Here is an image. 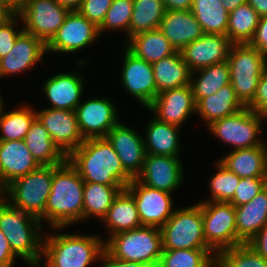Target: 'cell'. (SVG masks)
I'll list each match as a JSON object with an SVG mask.
<instances>
[{"mask_svg": "<svg viewBox=\"0 0 267 267\" xmlns=\"http://www.w3.org/2000/svg\"><path fill=\"white\" fill-rule=\"evenodd\" d=\"M113 0H83L79 12L99 27L105 19Z\"/></svg>", "mask_w": 267, "mask_h": 267, "instance_id": "f6af8a7d", "label": "cell"}, {"mask_svg": "<svg viewBox=\"0 0 267 267\" xmlns=\"http://www.w3.org/2000/svg\"><path fill=\"white\" fill-rule=\"evenodd\" d=\"M249 44L267 56V14L260 17L254 38Z\"/></svg>", "mask_w": 267, "mask_h": 267, "instance_id": "7dc6e473", "label": "cell"}, {"mask_svg": "<svg viewBox=\"0 0 267 267\" xmlns=\"http://www.w3.org/2000/svg\"><path fill=\"white\" fill-rule=\"evenodd\" d=\"M247 3L252 6L260 16L267 14V0H247Z\"/></svg>", "mask_w": 267, "mask_h": 267, "instance_id": "db71d44e", "label": "cell"}, {"mask_svg": "<svg viewBox=\"0 0 267 267\" xmlns=\"http://www.w3.org/2000/svg\"><path fill=\"white\" fill-rule=\"evenodd\" d=\"M263 120L266 119L246 106L233 115L212 122L207 129L211 135L233 146V150L249 148L265 143L260 138Z\"/></svg>", "mask_w": 267, "mask_h": 267, "instance_id": "9c48e42d", "label": "cell"}, {"mask_svg": "<svg viewBox=\"0 0 267 267\" xmlns=\"http://www.w3.org/2000/svg\"><path fill=\"white\" fill-rule=\"evenodd\" d=\"M17 12L5 1L0 0V24L7 22Z\"/></svg>", "mask_w": 267, "mask_h": 267, "instance_id": "f5cc1de1", "label": "cell"}, {"mask_svg": "<svg viewBox=\"0 0 267 267\" xmlns=\"http://www.w3.org/2000/svg\"><path fill=\"white\" fill-rule=\"evenodd\" d=\"M165 12L162 0H133L129 39L137 34L158 29Z\"/></svg>", "mask_w": 267, "mask_h": 267, "instance_id": "8d00e7d4", "label": "cell"}, {"mask_svg": "<svg viewBox=\"0 0 267 267\" xmlns=\"http://www.w3.org/2000/svg\"><path fill=\"white\" fill-rule=\"evenodd\" d=\"M180 157L146 154L141 173L136 179L152 188L173 193L184 179Z\"/></svg>", "mask_w": 267, "mask_h": 267, "instance_id": "ac0fdd59", "label": "cell"}, {"mask_svg": "<svg viewBox=\"0 0 267 267\" xmlns=\"http://www.w3.org/2000/svg\"><path fill=\"white\" fill-rule=\"evenodd\" d=\"M227 62L230 84L247 106L254 99L259 79L267 69V56L250 44H232Z\"/></svg>", "mask_w": 267, "mask_h": 267, "instance_id": "52a82bcc", "label": "cell"}, {"mask_svg": "<svg viewBox=\"0 0 267 267\" xmlns=\"http://www.w3.org/2000/svg\"><path fill=\"white\" fill-rule=\"evenodd\" d=\"M16 257L0 229V266H14Z\"/></svg>", "mask_w": 267, "mask_h": 267, "instance_id": "f907efd6", "label": "cell"}, {"mask_svg": "<svg viewBox=\"0 0 267 267\" xmlns=\"http://www.w3.org/2000/svg\"><path fill=\"white\" fill-rule=\"evenodd\" d=\"M102 262L101 267H154L147 263L125 261L115 258L106 249H104L98 259Z\"/></svg>", "mask_w": 267, "mask_h": 267, "instance_id": "c3c4849f", "label": "cell"}, {"mask_svg": "<svg viewBox=\"0 0 267 267\" xmlns=\"http://www.w3.org/2000/svg\"><path fill=\"white\" fill-rule=\"evenodd\" d=\"M247 244L267 260V224Z\"/></svg>", "mask_w": 267, "mask_h": 267, "instance_id": "681fc988", "label": "cell"}, {"mask_svg": "<svg viewBox=\"0 0 267 267\" xmlns=\"http://www.w3.org/2000/svg\"><path fill=\"white\" fill-rule=\"evenodd\" d=\"M212 249L162 250L158 267H216Z\"/></svg>", "mask_w": 267, "mask_h": 267, "instance_id": "f35d334b", "label": "cell"}, {"mask_svg": "<svg viewBox=\"0 0 267 267\" xmlns=\"http://www.w3.org/2000/svg\"><path fill=\"white\" fill-rule=\"evenodd\" d=\"M157 94L190 84L191 73L180 51L152 64Z\"/></svg>", "mask_w": 267, "mask_h": 267, "instance_id": "f546056e", "label": "cell"}, {"mask_svg": "<svg viewBox=\"0 0 267 267\" xmlns=\"http://www.w3.org/2000/svg\"><path fill=\"white\" fill-rule=\"evenodd\" d=\"M267 186V178L246 177L240 178L239 185L233 198L229 201L235 207L241 206L252 200Z\"/></svg>", "mask_w": 267, "mask_h": 267, "instance_id": "7bdbcfd3", "label": "cell"}, {"mask_svg": "<svg viewBox=\"0 0 267 267\" xmlns=\"http://www.w3.org/2000/svg\"><path fill=\"white\" fill-rule=\"evenodd\" d=\"M85 183L124 186L133 178L124 170L112 144L107 138L86 139L68 157Z\"/></svg>", "mask_w": 267, "mask_h": 267, "instance_id": "6da1fadb", "label": "cell"}, {"mask_svg": "<svg viewBox=\"0 0 267 267\" xmlns=\"http://www.w3.org/2000/svg\"><path fill=\"white\" fill-rule=\"evenodd\" d=\"M204 239L216 253L242 243L237 239L235 206L229 202H202Z\"/></svg>", "mask_w": 267, "mask_h": 267, "instance_id": "30bf717a", "label": "cell"}, {"mask_svg": "<svg viewBox=\"0 0 267 267\" xmlns=\"http://www.w3.org/2000/svg\"><path fill=\"white\" fill-rule=\"evenodd\" d=\"M247 0H222V5L230 13L235 10L238 6L246 3Z\"/></svg>", "mask_w": 267, "mask_h": 267, "instance_id": "9f6ffc18", "label": "cell"}, {"mask_svg": "<svg viewBox=\"0 0 267 267\" xmlns=\"http://www.w3.org/2000/svg\"><path fill=\"white\" fill-rule=\"evenodd\" d=\"M106 138L112 144L124 170L132 178H136L142 171L146 157L142 136L120 121L108 132Z\"/></svg>", "mask_w": 267, "mask_h": 267, "instance_id": "d6986e66", "label": "cell"}, {"mask_svg": "<svg viewBox=\"0 0 267 267\" xmlns=\"http://www.w3.org/2000/svg\"><path fill=\"white\" fill-rule=\"evenodd\" d=\"M3 101L4 100H3L2 94H0V116H1L3 109L5 108L4 107L5 103Z\"/></svg>", "mask_w": 267, "mask_h": 267, "instance_id": "680465c9", "label": "cell"}, {"mask_svg": "<svg viewBox=\"0 0 267 267\" xmlns=\"http://www.w3.org/2000/svg\"><path fill=\"white\" fill-rule=\"evenodd\" d=\"M69 12L57 0H23L17 14L23 30L47 44Z\"/></svg>", "mask_w": 267, "mask_h": 267, "instance_id": "8fae6325", "label": "cell"}, {"mask_svg": "<svg viewBox=\"0 0 267 267\" xmlns=\"http://www.w3.org/2000/svg\"><path fill=\"white\" fill-rule=\"evenodd\" d=\"M216 173L209 181L210 198L200 202H229L237 189L240 177L230 172L219 161H216Z\"/></svg>", "mask_w": 267, "mask_h": 267, "instance_id": "60d3db41", "label": "cell"}, {"mask_svg": "<svg viewBox=\"0 0 267 267\" xmlns=\"http://www.w3.org/2000/svg\"><path fill=\"white\" fill-rule=\"evenodd\" d=\"M47 54L46 44L34 35L23 31L10 52L0 59V78L23 74L32 69Z\"/></svg>", "mask_w": 267, "mask_h": 267, "instance_id": "ffe728a7", "label": "cell"}, {"mask_svg": "<svg viewBox=\"0 0 267 267\" xmlns=\"http://www.w3.org/2000/svg\"><path fill=\"white\" fill-rule=\"evenodd\" d=\"M216 267H267V260L250 245L241 244L219 252Z\"/></svg>", "mask_w": 267, "mask_h": 267, "instance_id": "ab89813d", "label": "cell"}, {"mask_svg": "<svg viewBox=\"0 0 267 267\" xmlns=\"http://www.w3.org/2000/svg\"><path fill=\"white\" fill-rule=\"evenodd\" d=\"M42 224L39 218L13 207L0 195V229L12 252L30 267L44 263Z\"/></svg>", "mask_w": 267, "mask_h": 267, "instance_id": "3957f363", "label": "cell"}, {"mask_svg": "<svg viewBox=\"0 0 267 267\" xmlns=\"http://www.w3.org/2000/svg\"><path fill=\"white\" fill-rule=\"evenodd\" d=\"M229 83L230 69L227 61L193 71L191 73L190 86L195 103L197 104L202 98L215 94L220 88Z\"/></svg>", "mask_w": 267, "mask_h": 267, "instance_id": "d6a6232c", "label": "cell"}, {"mask_svg": "<svg viewBox=\"0 0 267 267\" xmlns=\"http://www.w3.org/2000/svg\"><path fill=\"white\" fill-rule=\"evenodd\" d=\"M260 15L247 2L229 13L226 36L232 44H249L254 38Z\"/></svg>", "mask_w": 267, "mask_h": 267, "instance_id": "d590c367", "label": "cell"}, {"mask_svg": "<svg viewBox=\"0 0 267 267\" xmlns=\"http://www.w3.org/2000/svg\"><path fill=\"white\" fill-rule=\"evenodd\" d=\"M125 189L135 199L142 226L161 228L176 209L171 193L149 187L136 178Z\"/></svg>", "mask_w": 267, "mask_h": 267, "instance_id": "7c38bea8", "label": "cell"}, {"mask_svg": "<svg viewBox=\"0 0 267 267\" xmlns=\"http://www.w3.org/2000/svg\"><path fill=\"white\" fill-rule=\"evenodd\" d=\"M158 29L177 51L204 35L191 10H167Z\"/></svg>", "mask_w": 267, "mask_h": 267, "instance_id": "cb8c5ba5", "label": "cell"}, {"mask_svg": "<svg viewBox=\"0 0 267 267\" xmlns=\"http://www.w3.org/2000/svg\"><path fill=\"white\" fill-rule=\"evenodd\" d=\"M20 20V16L16 13L7 22L0 24V59L10 52L18 36L24 31L23 28H21L20 31L15 29L18 25L16 23L22 22Z\"/></svg>", "mask_w": 267, "mask_h": 267, "instance_id": "ee69618b", "label": "cell"}, {"mask_svg": "<svg viewBox=\"0 0 267 267\" xmlns=\"http://www.w3.org/2000/svg\"><path fill=\"white\" fill-rule=\"evenodd\" d=\"M143 138L146 154L179 157L181 151L178 126L151 119Z\"/></svg>", "mask_w": 267, "mask_h": 267, "instance_id": "4316f807", "label": "cell"}, {"mask_svg": "<svg viewBox=\"0 0 267 267\" xmlns=\"http://www.w3.org/2000/svg\"><path fill=\"white\" fill-rule=\"evenodd\" d=\"M124 47L136 57L150 64L171 56L177 51L159 29L143 32L131 37L124 44Z\"/></svg>", "mask_w": 267, "mask_h": 267, "instance_id": "4dcf8cb0", "label": "cell"}, {"mask_svg": "<svg viewBox=\"0 0 267 267\" xmlns=\"http://www.w3.org/2000/svg\"><path fill=\"white\" fill-rule=\"evenodd\" d=\"M36 118L49 132L59 150L68 157L83 142L75 111L44 108L36 111Z\"/></svg>", "mask_w": 267, "mask_h": 267, "instance_id": "9a60e30c", "label": "cell"}, {"mask_svg": "<svg viewBox=\"0 0 267 267\" xmlns=\"http://www.w3.org/2000/svg\"><path fill=\"white\" fill-rule=\"evenodd\" d=\"M147 110L155 114L158 120L181 127L196 113V103L190 84L157 94Z\"/></svg>", "mask_w": 267, "mask_h": 267, "instance_id": "e0dca14e", "label": "cell"}, {"mask_svg": "<svg viewBox=\"0 0 267 267\" xmlns=\"http://www.w3.org/2000/svg\"><path fill=\"white\" fill-rule=\"evenodd\" d=\"M193 0H162L165 10L189 11Z\"/></svg>", "mask_w": 267, "mask_h": 267, "instance_id": "816d5d0a", "label": "cell"}, {"mask_svg": "<svg viewBox=\"0 0 267 267\" xmlns=\"http://www.w3.org/2000/svg\"><path fill=\"white\" fill-rule=\"evenodd\" d=\"M100 37L98 27L79 11H70L56 34L46 44L48 54L75 53Z\"/></svg>", "mask_w": 267, "mask_h": 267, "instance_id": "4fadbf2b", "label": "cell"}, {"mask_svg": "<svg viewBox=\"0 0 267 267\" xmlns=\"http://www.w3.org/2000/svg\"><path fill=\"white\" fill-rule=\"evenodd\" d=\"M84 183L68 160L53 166L51 192L45 206V222L52 229L59 231L83 222Z\"/></svg>", "mask_w": 267, "mask_h": 267, "instance_id": "7a4b0ae2", "label": "cell"}, {"mask_svg": "<svg viewBox=\"0 0 267 267\" xmlns=\"http://www.w3.org/2000/svg\"><path fill=\"white\" fill-rule=\"evenodd\" d=\"M237 239L247 244L267 224V186L252 200L235 207Z\"/></svg>", "mask_w": 267, "mask_h": 267, "instance_id": "484cf974", "label": "cell"}, {"mask_svg": "<svg viewBox=\"0 0 267 267\" xmlns=\"http://www.w3.org/2000/svg\"><path fill=\"white\" fill-rule=\"evenodd\" d=\"M24 142L39 165H61L67 160L37 118L31 124Z\"/></svg>", "mask_w": 267, "mask_h": 267, "instance_id": "1f68e13d", "label": "cell"}, {"mask_svg": "<svg viewBox=\"0 0 267 267\" xmlns=\"http://www.w3.org/2000/svg\"><path fill=\"white\" fill-rule=\"evenodd\" d=\"M105 241V249L117 259L158 267L162 255L160 228L140 226L117 233Z\"/></svg>", "mask_w": 267, "mask_h": 267, "instance_id": "8992f818", "label": "cell"}, {"mask_svg": "<svg viewBox=\"0 0 267 267\" xmlns=\"http://www.w3.org/2000/svg\"><path fill=\"white\" fill-rule=\"evenodd\" d=\"M240 178H267V144L234 149L218 160Z\"/></svg>", "mask_w": 267, "mask_h": 267, "instance_id": "d4e9b609", "label": "cell"}, {"mask_svg": "<svg viewBox=\"0 0 267 267\" xmlns=\"http://www.w3.org/2000/svg\"><path fill=\"white\" fill-rule=\"evenodd\" d=\"M53 166L40 165L10 183L0 195L13 207L28 212L44 222L45 206L52 186Z\"/></svg>", "mask_w": 267, "mask_h": 267, "instance_id": "5b68a950", "label": "cell"}, {"mask_svg": "<svg viewBox=\"0 0 267 267\" xmlns=\"http://www.w3.org/2000/svg\"><path fill=\"white\" fill-rule=\"evenodd\" d=\"M105 241L94 234H44L42 261L45 267H89L99 261ZM44 258V260H43Z\"/></svg>", "mask_w": 267, "mask_h": 267, "instance_id": "277c9868", "label": "cell"}, {"mask_svg": "<svg viewBox=\"0 0 267 267\" xmlns=\"http://www.w3.org/2000/svg\"><path fill=\"white\" fill-rule=\"evenodd\" d=\"M101 221L109 230L110 237L142 226L135 199L126 189L120 191L114 198L111 207Z\"/></svg>", "mask_w": 267, "mask_h": 267, "instance_id": "f1b7e54d", "label": "cell"}, {"mask_svg": "<svg viewBox=\"0 0 267 267\" xmlns=\"http://www.w3.org/2000/svg\"><path fill=\"white\" fill-rule=\"evenodd\" d=\"M8 3L16 12L19 10L23 0H3Z\"/></svg>", "mask_w": 267, "mask_h": 267, "instance_id": "6f0895ef", "label": "cell"}, {"mask_svg": "<svg viewBox=\"0 0 267 267\" xmlns=\"http://www.w3.org/2000/svg\"><path fill=\"white\" fill-rule=\"evenodd\" d=\"M78 128L84 140L106 138L108 132L120 122L111 99L96 97L81 103L75 109Z\"/></svg>", "mask_w": 267, "mask_h": 267, "instance_id": "5bb4252c", "label": "cell"}, {"mask_svg": "<svg viewBox=\"0 0 267 267\" xmlns=\"http://www.w3.org/2000/svg\"><path fill=\"white\" fill-rule=\"evenodd\" d=\"M222 0H193L191 12L200 23L204 34L226 35L229 12Z\"/></svg>", "mask_w": 267, "mask_h": 267, "instance_id": "e575fe53", "label": "cell"}, {"mask_svg": "<svg viewBox=\"0 0 267 267\" xmlns=\"http://www.w3.org/2000/svg\"><path fill=\"white\" fill-rule=\"evenodd\" d=\"M160 230L162 250L211 249L204 239L202 202L176 208Z\"/></svg>", "mask_w": 267, "mask_h": 267, "instance_id": "ba28073f", "label": "cell"}, {"mask_svg": "<svg viewBox=\"0 0 267 267\" xmlns=\"http://www.w3.org/2000/svg\"><path fill=\"white\" fill-rule=\"evenodd\" d=\"M121 71V84L147 108L157 96L152 64L136 57L126 47Z\"/></svg>", "mask_w": 267, "mask_h": 267, "instance_id": "2e32d148", "label": "cell"}, {"mask_svg": "<svg viewBox=\"0 0 267 267\" xmlns=\"http://www.w3.org/2000/svg\"><path fill=\"white\" fill-rule=\"evenodd\" d=\"M124 189V186L84 183L83 221L92 217L102 220L111 207L114 198Z\"/></svg>", "mask_w": 267, "mask_h": 267, "instance_id": "836d02e7", "label": "cell"}, {"mask_svg": "<svg viewBox=\"0 0 267 267\" xmlns=\"http://www.w3.org/2000/svg\"><path fill=\"white\" fill-rule=\"evenodd\" d=\"M245 107L229 83L220 88L215 94L202 98L196 104V112L200 114L201 119L208 126L212 122L233 115Z\"/></svg>", "mask_w": 267, "mask_h": 267, "instance_id": "83f0119b", "label": "cell"}, {"mask_svg": "<svg viewBox=\"0 0 267 267\" xmlns=\"http://www.w3.org/2000/svg\"><path fill=\"white\" fill-rule=\"evenodd\" d=\"M39 166L24 140L0 141V193Z\"/></svg>", "mask_w": 267, "mask_h": 267, "instance_id": "603a6c76", "label": "cell"}, {"mask_svg": "<svg viewBox=\"0 0 267 267\" xmlns=\"http://www.w3.org/2000/svg\"><path fill=\"white\" fill-rule=\"evenodd\" d=\"M21 104L9 112L3 109L0 116V141L24 140L31 124L36 119L35 109Z\"/></svg>", "mask_w": 267, "mask_h": 267, "instance_id": "74e56055", "label": "cell"}, {"mask_svg": "<svg viewBox=\"0 0 267 267\" xmlns=\"http://www.w3.org/2000/svg\"><path fill=\"white\" fill-rule=\"evenodd\" d=\"M133 0H113L105 19L98 27L101 36L106 30H122L129 38V25L132 18ZM104 31V32H103Z\"/></svg>", "mask_w": 267, "mask_h": 267, "instance_id": "b9f144b4", "label": "cell"}, {"mask_svg": "<svg viewBox=\"0 0 267 267\" xmlns=\"http://www.w3.org/2000/svg\"><path fill=\"white\" fill-rule=\"evenodd\" d=\"M232 43L226 35L204 34L180 52L184 62L193 72L197 69L227 61Z\"/></svg>", "mask_w": 267, "mask_h": 267, "instance_id": "44dd1931", "label": "cell"}, {"mask_svg": "<svg viewBox=\"0 0 267 267\" xmlns=\"http://www.w3.org/2000/svg\"><path fill=\"white\" fill-rule=\"evenodd\" d=\"M60 5L69 11H78L83 0H57Z\"/></svg>", "mask_w": 267, "mask_h": 267, "instance_id": "11a10c76", "label": "cell"}, {"mask_svg": "<svg viewBox=\"0 0 267 267\" xmlns=\"http://www.w3.org/2000/svg\"><path fill=\"white\" fill-rule=\"evenodd\" d=\"M247 107L256 114L267 119V69L261 75L254 99Z\"/></svg>", "mask_w": 267, "mask_h": 267, "instance_id": "bcb514c9", "label": "cell"}, {"mask_svg": "<svg viewBox=\"0 0 267 267\" xmlns=\"http://www.w3.org/2000/svg\"><path fill=\"white\" fill-rule=\"evenodd\" d=\"M79 72L57 73L43 83L42 91L52 109L75 111L82 101L84 77Z\"/></svg>", "mask_w": 267, "mask_h": 267, "instance_id": "7402d4cb", "label": "cell"}]
</instances>
